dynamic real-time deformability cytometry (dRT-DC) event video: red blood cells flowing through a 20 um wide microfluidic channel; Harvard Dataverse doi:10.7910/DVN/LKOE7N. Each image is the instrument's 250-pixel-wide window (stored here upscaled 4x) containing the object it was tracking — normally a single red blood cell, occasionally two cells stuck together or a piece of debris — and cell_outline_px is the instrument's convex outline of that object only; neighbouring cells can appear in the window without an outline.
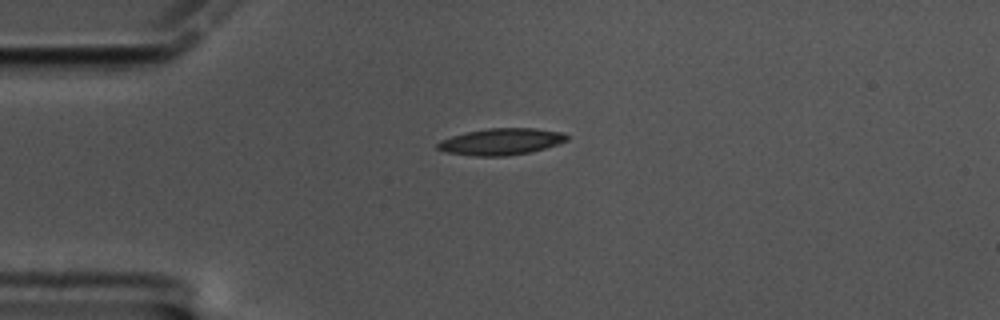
{"species": "common noctule bat (a hibernating species)", "species_latin": "Nyctalus noctula", "temperature_condition": "cold", "stored_images_in_passage": 45, "camera_frame_rate_fps": 3000, "um_per_image_px": 0.085, "animal": {"sex": "male", "body_mass_g": 17.5, "forearm_length_mm": 52.3}, "frame": {"image": 1, "passage_image": 1, "time_ms": 0.0, "image_size_px": [1000, 320], "cell_outline_px": [[568, 140], [544, 148], [528, 152], [508, 156], [476, 156], [444, 152], [436, 148], [436, 144], [440, 140], [452, 136], [468, 132], [488, 128], [536, 128], [564, 132], [568, 136]], "centroid_in_image_um": [42.58, 12.03], "position_along_channel_um": 42.4, "area_um2": 20.0}}
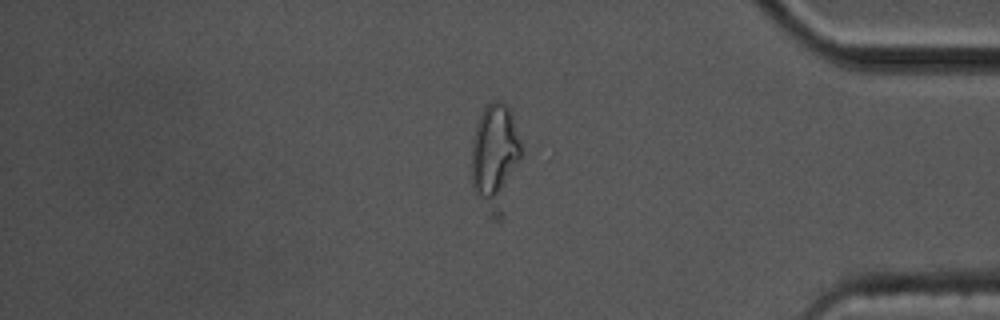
{"frame": {"image": 2, "passage_image": 36, "time_ms": 11.667, "image_size_px": [1000, 320], "cell_outline_px": [[524, 152], [504, 216], [500, 220], [496, 220], [492, 216], [476, 196], [472, 188], [472, 140], [476, 124], [484, 108], [492, 100], [500, 100], [508, 104]], "centroid_in_image_um": [42.12, 13.4], "position_along_channel_um": 393.1, "area_um2": 31.91}}
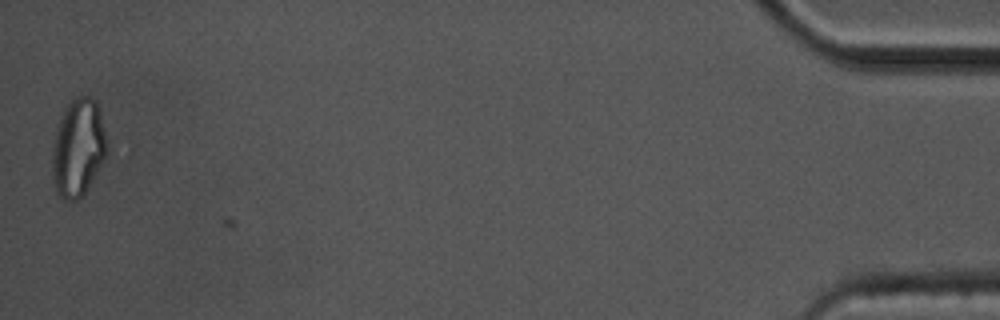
{"frame": {"image": 3, "passage_image": 45, "time_ms": 14.667, "image_size_px": [1000, 320], "cell_outline_px": [[108, 144], [104, 160], [88, 188], [76, 200], [64, 200], [56, 192], [52, 176], [52, 148], [60, 116], [68, 104], [72, 100], [80, 96], [88, 96], [96, 100]], "centroid_in_image_um": [6.63, 12.57], "position_along_channel_um": 428.6, "area_um2": 30.92}}